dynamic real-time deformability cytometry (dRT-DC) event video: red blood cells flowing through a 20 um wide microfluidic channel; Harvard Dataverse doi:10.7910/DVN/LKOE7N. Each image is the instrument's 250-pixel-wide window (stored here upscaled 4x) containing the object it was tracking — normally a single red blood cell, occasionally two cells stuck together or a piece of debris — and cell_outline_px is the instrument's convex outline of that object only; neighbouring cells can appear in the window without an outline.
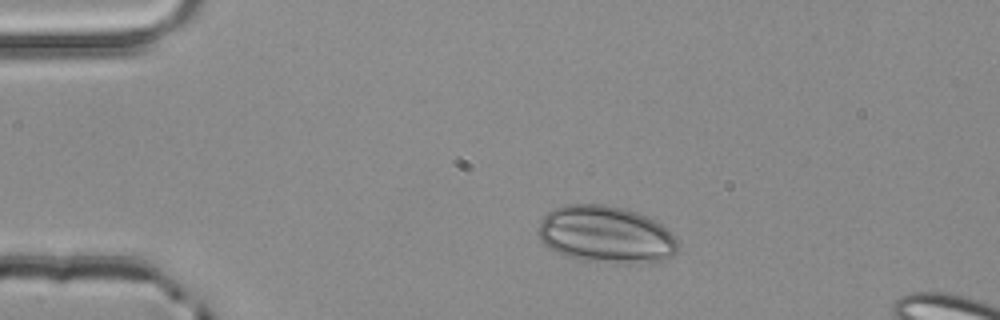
{"species": "common noctule bat (a hibernating species)", "species_latin": "Nyctalus noctula", "temperature_condition": "room temperature", "stored_images_in_passage": 3, "camera_frame_rate_fps": 3000, "um_per_image_px": 0.085, "animal": {"sex": "male", "body_mass_g": 20.4}, "frame": {"image": 1, "passage_image": 1, "time_ms": 0.0, "image_size_px": [1000, 320], "cell_outline_px": [[676, 252], [672, 256], [660, 260], [620, 264], [612, 264], [580, 260], [556, 252], [544, 244], [540, 240], [536, 232], [540, 220], [552, 208], [564, 204], [604, 204], [624, 208], [640, 212], [660, 224], [672, 232], [676, 236]], "centroid_in_image_um": [51.45, 19.92], "position_along_channel_um": 33.5, "area_um2": 46.99}}